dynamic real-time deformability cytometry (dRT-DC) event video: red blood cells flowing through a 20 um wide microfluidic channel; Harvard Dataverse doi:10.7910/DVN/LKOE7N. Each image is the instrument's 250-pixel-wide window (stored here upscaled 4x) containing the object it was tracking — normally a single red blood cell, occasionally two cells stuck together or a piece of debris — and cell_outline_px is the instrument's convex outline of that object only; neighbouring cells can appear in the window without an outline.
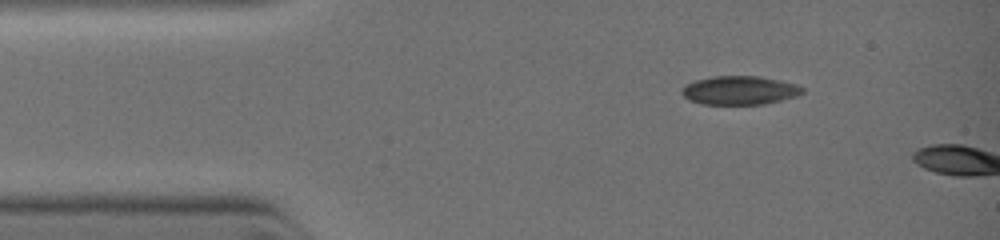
{"species": "common noctule bat (a hibernating species)", "species_latin": "Nyctalus noctula", "temperature_condition": "warm", "stored_images_in_passage": 2, "camera_frame_rate_fps": 3000, "um_per_image_px": 0.085, "animal": {"sex": "female", "body_mass_g": 19.0, "forearm_length_mm": 51.5}, "frame": {"image": 1, "passage_image": 1, "time_ms": 0.0, "image_size_px": [1000, 240], "cell_outline_px": [[804, 92], [796, 96], [764, 104], [704, 104], [688, 100], [680, 92], [680, 88], [696, 80], [712, 76], [760, 76], [780, 80], [796, 84], [804, 88]], "centroid_in_image_um": [62.86, 7.67], "position_along_channel_um": 22.1, "area_um2": 20.17}}